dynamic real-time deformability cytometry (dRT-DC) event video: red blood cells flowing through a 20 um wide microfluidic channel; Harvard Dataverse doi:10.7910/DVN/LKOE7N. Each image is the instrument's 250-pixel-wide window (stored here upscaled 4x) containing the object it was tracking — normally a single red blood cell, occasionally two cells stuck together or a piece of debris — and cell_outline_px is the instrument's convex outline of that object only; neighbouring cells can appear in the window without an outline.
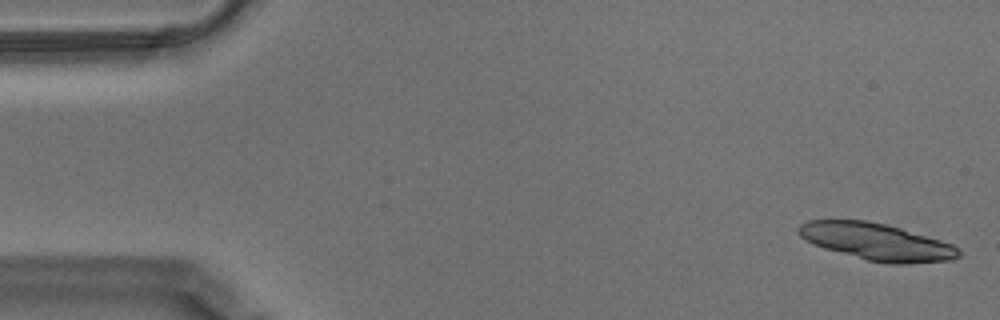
{"species": "Egyptian fruit bat (a non-hibernating species)", "species_latin": "Rousettus aegyptiacus", "temperature_condition": "warm", "stored_images_in_passage": 17, "camera_frame_rate_fps": 3000, "um_per_image_px": 0.085, "animal": {"sex": "male"}, "frame": {"image": 1, "passage_image": 2, "time_ms": 0.333, "image_size_px": [1000, 320], "cell_outline_px": [[960, 256], [952, 260], [908, 264], [888, 264], [868, 260], [824, 248], [812, 244], [800, 236], [796, 232], [796, 228], [800, 224], [808, 220], [868, 220], [900, 228], [940, 240], [952, 244], [960, 252]], "centroid_in_image_um": [74.48, 20.55], "position_along_channel_um": 10.5, "area_um2": 34.39}}